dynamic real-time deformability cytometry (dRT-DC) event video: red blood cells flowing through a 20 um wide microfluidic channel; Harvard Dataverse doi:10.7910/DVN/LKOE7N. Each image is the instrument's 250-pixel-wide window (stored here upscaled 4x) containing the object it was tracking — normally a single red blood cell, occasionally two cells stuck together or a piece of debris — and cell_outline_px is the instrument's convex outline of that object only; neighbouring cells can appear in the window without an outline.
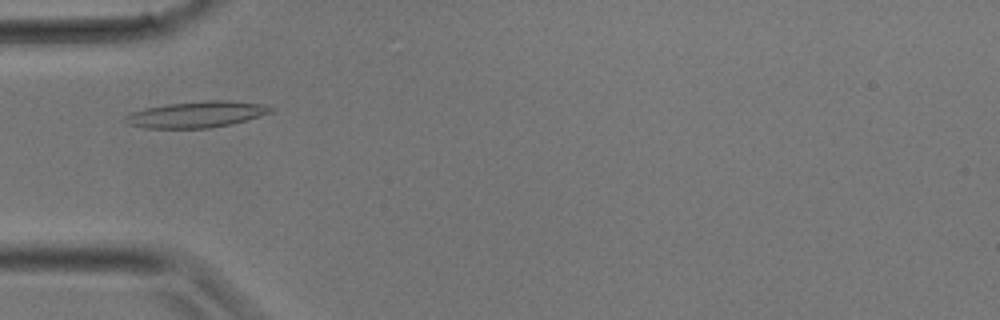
{"species": "common noctule bat (a hibernating species)", "species_latin": "Nyctalus noctula", "temperature_condition": "room temperature", "stored_images_in_passage": 26, "camera_frame_rate_fps": 3000, "um_per_image_px": 0.085, "animal": {"sex": "male", "body_mass_g": 17.9}, "frame": {"image": 1, "passage_image": 4, "time_ms": 1.0, "image_size_px": [1000, 320], "cell_outline_px": [[272, 112], [232, 124], [208, 128], [144, 128], [128, 124], [124, 120], [124, 116], [128, 112], [144, 108], [168, 104], [208, 100], [232, 100], [260, 104], [272, 108]], "centroid_in_image_um": [16.64, 9.72], "position_along_channel_um": 68.4, "area_um2": 22.2}}
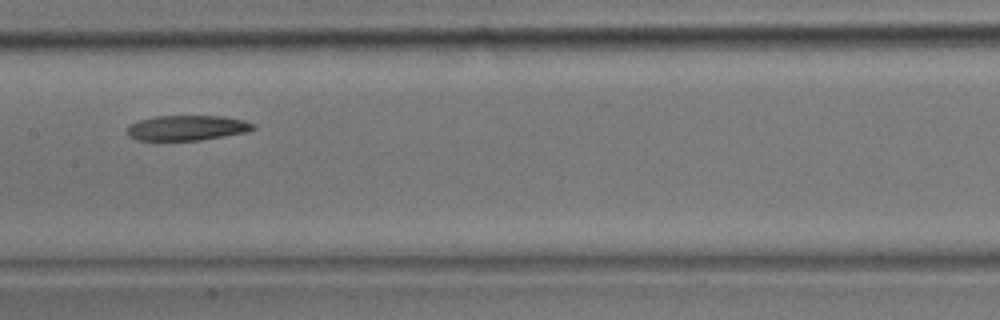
{"frame": {"image": 2, "passage_image": 10, "time_ms": 3.0, "image_size_px": [1000, 320], "cell_outline_px": [[256, 128], [248, 132], [200, 140], [136, 140], [128, 136], [124, 132], [128, 124], [140, 120], [156, 116], [224, 116], [244, 120], [256, 124]], "centroid_in_image_um": [15.88, 10.87], "position_along_channel_um": 191.5, "area_um2": 18.73}}
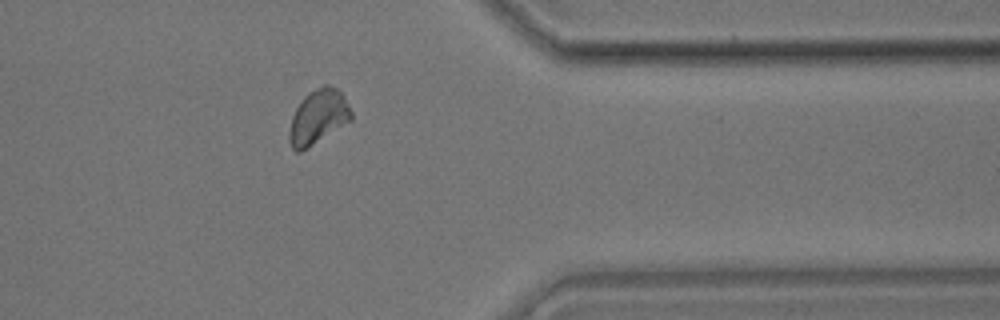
{"frame": {"image": 3, "passage_image": 20, "time_ms": 6.333, "image_size_px": [1000, 320], "cell_outline_px": [[352, 120], [300, 152], [296, 152], [292, 148], [288, 140], [288, 132], [292, 116], [296, 108], [304, 96], [308, 92], [324, 84], [328, 84], [336, 88], [340, 92], [348, 104], [352, 112]], "centroid_in_image_um": [27.02, 9.93], "position_along_channel_um": 384.4, "area_um2": 19.59}}